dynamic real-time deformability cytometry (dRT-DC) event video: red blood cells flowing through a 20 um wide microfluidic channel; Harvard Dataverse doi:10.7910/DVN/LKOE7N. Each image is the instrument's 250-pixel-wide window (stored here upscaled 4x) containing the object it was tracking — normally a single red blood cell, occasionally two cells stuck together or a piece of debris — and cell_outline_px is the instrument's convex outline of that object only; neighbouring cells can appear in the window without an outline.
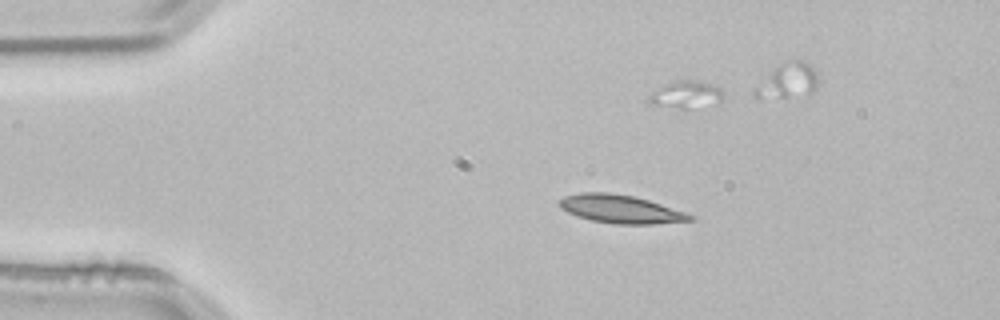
{"species": "common noctule bat (a hibernating species)", "species_latin": "Nyctalus noctula", "temperature_condition": "room temperature", "stored_images_in_passage": 53, "camera_frame_rate_fps": 3000, "um_per_image_px": 0.085, "animal": {"sex": "male", "body_mass_g": 21.5, "forearm_length_mm": 52.0}, "frame": {"image": 1, "passage_image": 9, "time_ms": 2.667, "image_size_px": [1000, 320], "cell_outline_px": [[692, 220], [652, 224], [616, 224], [592, 220], [576, 216], [560, 208], [560, 200], [564, 196], [580, 192], [608, 192], [636, 196], [684, 212], [692, 216]], "centroid_in_image_um": [52.7, 17.76], "position_along_channel_um": 32.3, "area_um2": 21.27}}
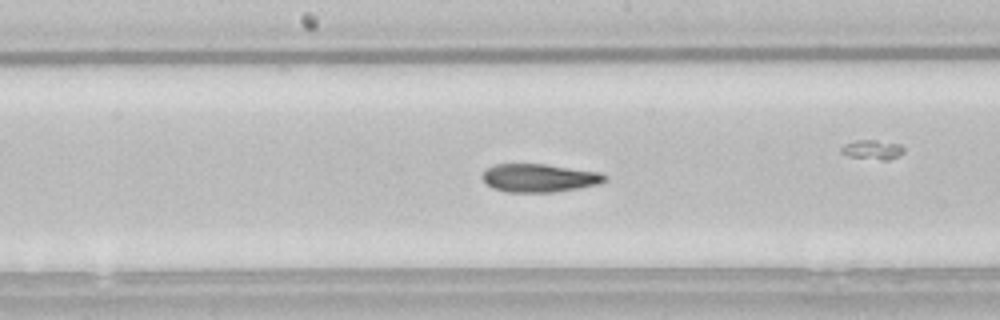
{"frame": {"image": 2, "passage_image": 26, "time_ms": 8.333, "image_size_px": [1000, 320], "cell_outline_px": [[608, 180], [596, 184], [580, 188], [552, 192], [508, 192], [492, 188], [480, 176], [492, 164], [544, 164], [600, 172], [608, 176]], "centroid_in_image_um": [45.84, 15.12], "position_along_channel_um": 202.4, "area_um2": 20.11}}
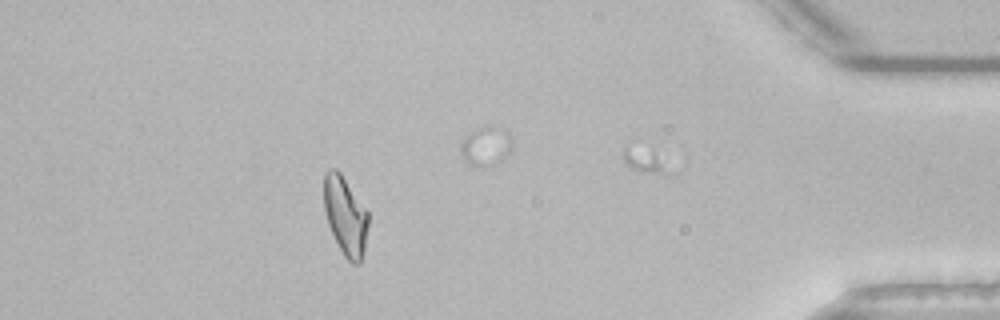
{"frame": {"image": 3, "passage_image": 46, "time_ms": 15.0, "image_size_px": [1000, 320], "cell_outline_px": [[368, 224], [364, 248], [360, 264], [352, 264], [344, 256], [328, 224], [324, 208], [324, 172], [328, 168], [336, 168], [340, 172], [368, 212]], "centroid_in_image_um": [29.34, 18.32], "position_along_channel_um": 405.9, "area_um2": 20.11}, "authors_computed_cell_mechanics": {"area_um2": 20.6346, "velocity_mm_per_s": 3.8239, "shape_relaxation_time_tau1_ms": 6.9119, "shape_relaxation_time_tau2_ms": 4.7081, "deformation_change_tau1": 0.2112, "deformation_change_tau2": 0.1379}}